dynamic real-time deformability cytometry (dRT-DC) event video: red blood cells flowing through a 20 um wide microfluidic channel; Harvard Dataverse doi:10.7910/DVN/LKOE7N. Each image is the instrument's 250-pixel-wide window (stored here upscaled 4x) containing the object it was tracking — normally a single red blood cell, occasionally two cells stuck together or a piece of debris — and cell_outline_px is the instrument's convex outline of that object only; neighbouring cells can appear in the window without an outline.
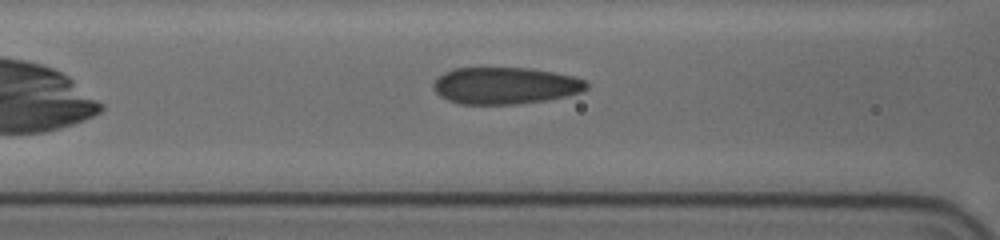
{"species": "human", "species_latin": "Homo sapiens", "temperature_condition": "cold", "stored_images_in_passage": 15, "camera_frame_rate_fps": 3000, "um_per_image_px": 0.085, "donor": {"sex": "female"}, "frame": {"image": 1, "passage_image": 9, "time_ms": 2.667, "image_size_px": [1000, 240], "cell_outline_px": [[588, 88], [580, 92], [564, 96], [544, 100], [516, 104], [460, 104], [448, 100], [440, 96], [432, 88], [432, 84], [436, 76], [452, 68], [532, 68], [556, 72], [576, 76], [584, 80], [588, 84]], "centroid_in_image_um": [42.91, 7.26], "position_along_channel_um": 123.7, "area_um2": 33.12}}
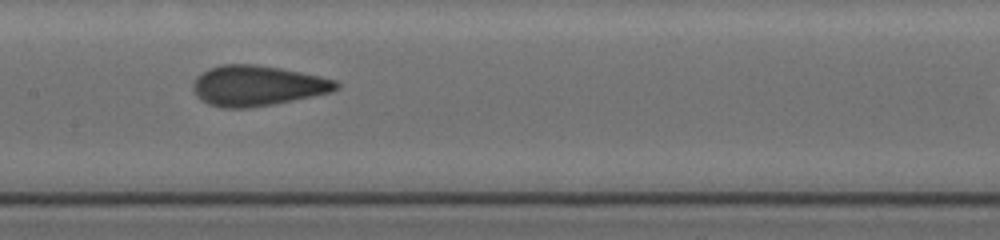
{"frame": {"image": 2, "passage_image": 11, "time_ms": 3.333, "image_size_px": [1000, 240], "cell_outline_px": [[340, 84], [332, 92], [272, 104], [248, 108], [220, 108], [208, 104], [200, 100], [196, 96], [192, 88], [192, 84], [196, 76], [220, 64], [252, 64], [280, 68], [320, 76], [336, 80]], "centroid_in_image_um": [21.83, 7.29], "position_along_channel_um": 185.6, "area_um2": 33.58}}
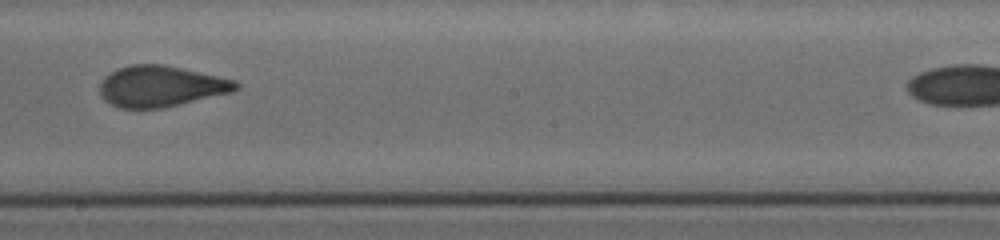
{"frame": {"image": 3, "passage_image": 13, "time_ms": 4.0, "image_size_px": [1000, 240], "cell_outline_px": [[240, 88], [236, 92], [160, 108], [120, 108], [104, 100], [100, 92], [100, 84], [104, 76], [108, 72], [116, 68], [128, 64], [164, 64], [236, 80], [240, 84]], "centroid_in_image_um": [13.69, 7.32], "position_along_channel_um": 234.5, "area_um2": 32.83}}